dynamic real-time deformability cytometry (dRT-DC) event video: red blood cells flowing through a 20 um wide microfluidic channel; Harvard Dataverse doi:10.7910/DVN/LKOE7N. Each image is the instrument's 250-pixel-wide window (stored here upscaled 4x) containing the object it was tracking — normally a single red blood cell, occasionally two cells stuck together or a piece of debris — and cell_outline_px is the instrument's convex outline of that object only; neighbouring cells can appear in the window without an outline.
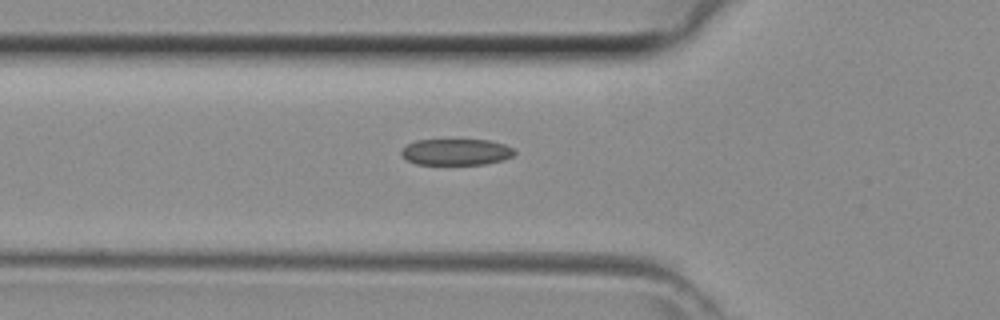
{"species": "common noctule bat (a hibernating species)", "species_latin": "Nyctalus noctula", "temperature_condition": "room temperature", "stored_images_in_passage": 42, "camera_frame_rate_fps": 3000, "um_per_image_px": 0.085, "animal": {"sex": "female", "body_mass_g": 29.2, "forearm_length_mm": 56.3}, "frame": {"image": 1, "passage_image": 15, "time_ms": 4.667, "image_size_px": [1000, 320], "cell_outline_px": [[516, 152], [512, 156], [500, 160], [484, 164], [416, 164], [408, 160], [400, 152], [408, 144], [416, 140], [488, 140], [504, 144], [512, 148]], "centroid_in_image_um": [38.77, 12.91], "position_along_channel_um": 87.0, "area_um2": 17.05}}
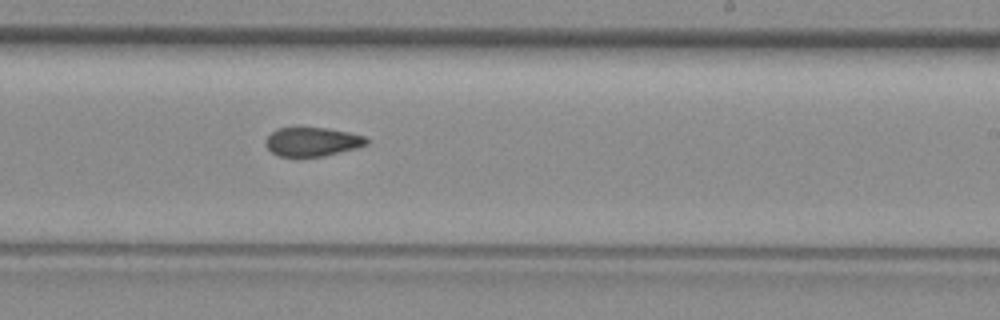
{"frame": {"image": 2, "passage_image": 26, "time_ms": 8.333, "image_size_px": [1000, 320], "cell_outline_px": [[368, 144], [324, 156], [296, 160], [280, 156], [272, 152], [268, 148], [264, 140], [276, 128], [324, 128], [348, 132], [364, 136], [368, 140]], "centroid_in_image_um": [26.48, 12.09], "position_along_channel_um": 262.5, "area_um2": 17.28}}
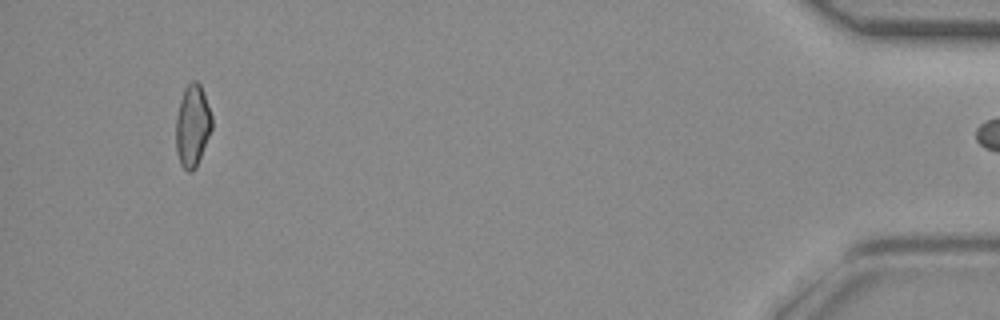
{"frame": {"image": 3, "passage_image": 41, "time_ms": 13.333, "image_size_px": [1000, 320], "cell_outline_px": [[212, 128], [196, 168], [192, 172], [188, 172], [180, 164], [176, 152], [176, 120], [180, 100], [184, 88], [192, 80], [196, 80], [200, 84], [212, 116]], "centroid_in_image_um": [16.35, 10.7], "position_along_channel_um": 418.8, "area_um2": 17.17}}